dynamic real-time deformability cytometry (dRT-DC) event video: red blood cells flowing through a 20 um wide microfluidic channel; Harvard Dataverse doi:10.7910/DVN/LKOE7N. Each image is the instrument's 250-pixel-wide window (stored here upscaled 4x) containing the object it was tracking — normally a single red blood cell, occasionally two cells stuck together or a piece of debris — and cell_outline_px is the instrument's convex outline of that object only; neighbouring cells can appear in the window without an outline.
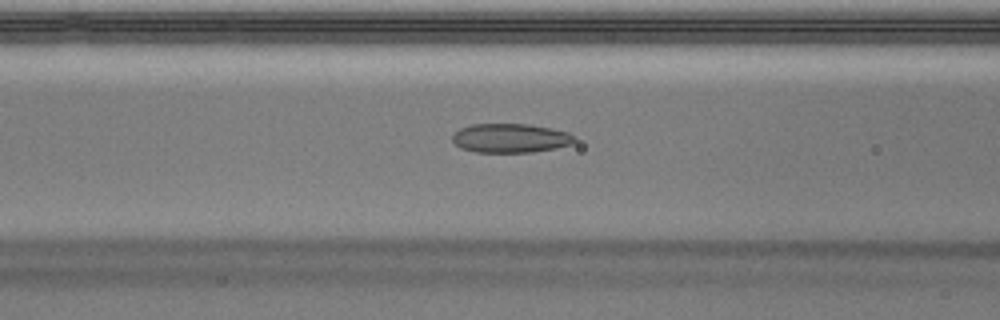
{"species": "Egyptian fruit bat (a non-hibernating species)", "species_latin": "Rousettus aegyptiacus", "temperature_condition": "warm", "stored_images_in_passage": 51, "camera_frame_rate_fps": 3000, "um_per_image_px": 0.085, "animal": {"sex": "male"}, "frame": {"image": 1, "passage_image": 21, "time_ms": 6.667, "image_size_px": [1000, 320], "cell_outline_px": [[576, 140], [572, 144], [556, 148], [532, 152], [476, 152], [460, 148], [452, 140], [452, 136], [460, 128], [472, 124], [528, 124], [552, 128], [568, 132]], "centroid_in_image_um": [43.39, 11.74], "position_along_channel_um": 123.2, "area_um2": 20.69}}
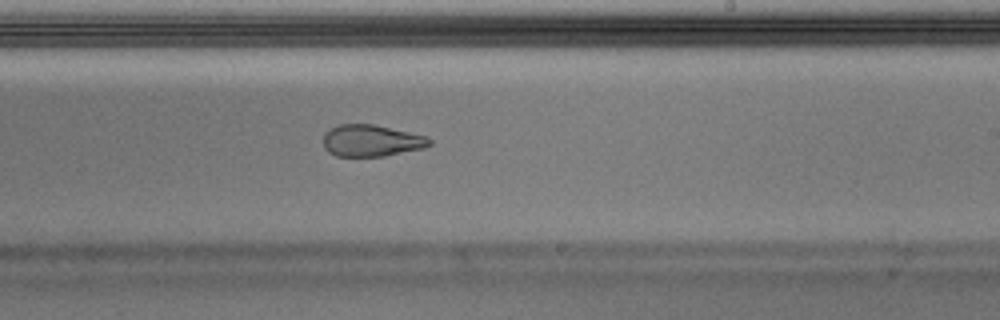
{"frame": {"image": 2, "passage_image": 31, "time_ms": 10.0, "image_size_px": [1000, 320], "cell_outline_px": [[432, 144], [424, 148], [384, 156], [336, 156], [328, 152], [324, 148], [324, 132], [340, 124], [376, 124], [428, 136], [432, 140]], "centroid_in_image_um": [31.6, 11.95], "position_along_channel_um": 257.4, "area_um2": 19.83}}
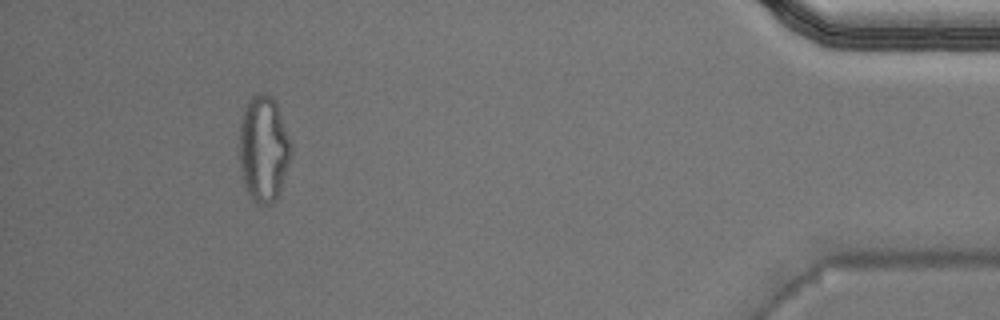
{"frame": {"image": 3, "passage_image": 47, "time_ms": 15.333, "image_size_px": [1000, 320], "cell_outline_px": [[292, 156], [280, 192], [276, 200], [272, 204], [256, 204], [252, 200], [244, 188], [240, 168], [240, 120], [244, 108], [248, 100], [252, 96], [268, 96], [276, 104], [288, 136]], "centroid_in_image_um": [22.39, 12.76], "position_along_channel_um": 412.8, "area_um2": 31.73}, "authors_computed_cell_mechanics": {"area_um2": 21.4438, "velocity_mm_per_s": 4.0282, "shape_relaxation_time_tau1_ms": null, "shape_relaxation_time_tau2_ms": 1.7896, "deformation_change_tau1": null, "deformation_change_tau2": 0.0815}}